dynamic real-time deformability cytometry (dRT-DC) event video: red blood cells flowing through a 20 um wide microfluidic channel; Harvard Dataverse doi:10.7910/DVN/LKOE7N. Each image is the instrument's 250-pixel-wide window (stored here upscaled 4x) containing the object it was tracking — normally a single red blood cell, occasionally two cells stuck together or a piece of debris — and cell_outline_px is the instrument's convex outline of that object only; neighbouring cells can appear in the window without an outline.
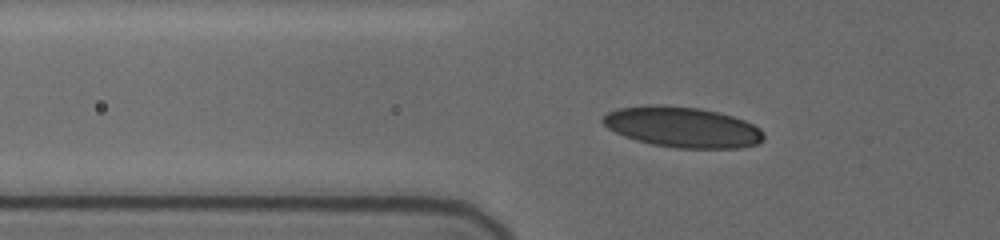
{"species": "human", "species_latin": "Homo sapiens", "temperature_condition": "cold", "stored_images_in_passage": 31, "segment_of_instrument_passage": [1, 2], "camera_frame_rate_fps": 3000, "um_per_image_px": 0.085, "donor": {"sex": "female"}, "frame": {"image": 1, "passage_image": 6, "time_ms": 2.667, "image_size_px": [1000, 240], "cell_outline_px": [[764, 140], [756, 144], [740, 148], [676, 148], [652, 144], [636, 140], [624, 136], [608, 128], [600, 120], [608, 112], [616, 108], [652, 104], [664, 104], [700, 108], [732, 116], [744, 120], [760, 128], [764, 136]], "centroid_in_image_um": [57.99, 10.79], "position_along_channel_um": 67.8, "area_um2": 38.15}}
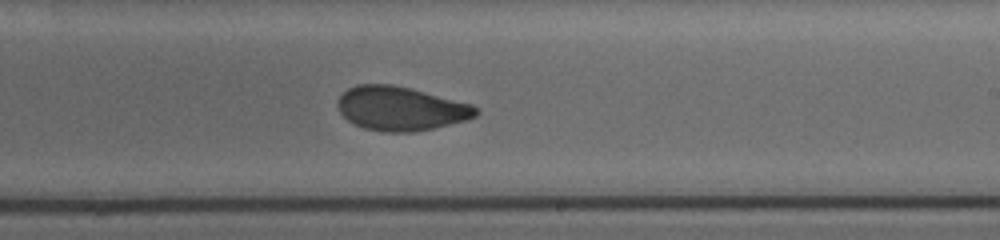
{"frame": {"image": 2, "passage_image": 15, "time_ms": 8.0, "image_size_px": [1000, 240], "cell_outline_px": [[480, 112], [476, 116], [468, 120], [432, 128], [412, 132], [384, 132], [364, 128], [348, 120], [340, 112], [336, 104], [340, 96], [348, 88], [356, 84], [392, 84], [472, 104]], "centroid_in_image_um": [34.05, 9.23], "position_along_channel_um": 254.9, "area_um2": 35.2}}
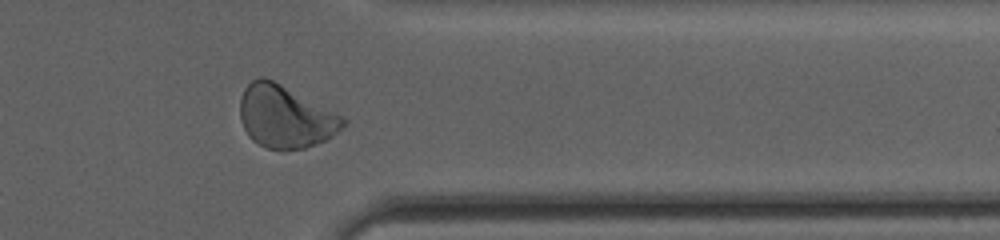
{"frame": {"image": 3, "passage_image": 24, "time_ms": 11.667, "image_size_px": [1000, 240], "cell_outline_px": [[344, 124], [332, 136], [316, 144], [304, 148], [284, 152], [264, 148], [252, 140], [248, 136], [240, 120], [240, 100], [244, 88], [252, 80], [260, 76], [264, 76], [344, 116]], "centroid_in_image_um": [24.2, 9.95], "position_along_channel_um": 387.2, "area_um2": 37.57}}